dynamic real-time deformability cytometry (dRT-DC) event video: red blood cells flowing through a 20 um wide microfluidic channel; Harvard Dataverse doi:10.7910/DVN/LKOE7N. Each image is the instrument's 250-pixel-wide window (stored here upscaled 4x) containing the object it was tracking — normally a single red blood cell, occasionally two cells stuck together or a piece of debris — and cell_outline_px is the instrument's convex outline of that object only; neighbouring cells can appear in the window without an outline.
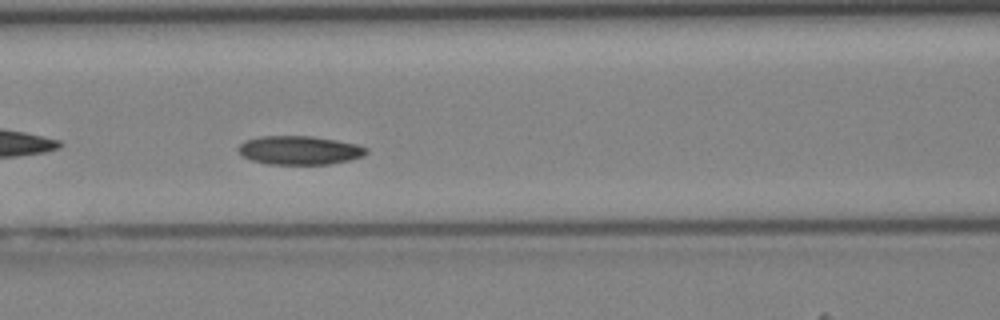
{"species": "Egyptian fruit bat (a non-hibernating species)", "species_latin": "Rousettus aegyptiacus", "temperature_condition": "cold", "stored_images_in_passage": 43, "camera_frame_rate_fps": 3000, "um_per_image_px": 0.085, "animal": {"sex": "female"}, "frame": {"image": 1, "passage_image": 19, "time_ms": 6.0, "image_size_px": [1000, 320], "cell_outline_px": [[368, 152], [364, 156], [348, 160], [328, 164], [268, 164], [252, 160], [240, 156], [236, 148], [244, 140], [260, 136], [312, 136], [336, 140], [356, 144], [368, 148]], "centroid_in_image_um": [25.41, 12.77], "position_along_channel_um": 141.2, "area_um2": 21.56}}